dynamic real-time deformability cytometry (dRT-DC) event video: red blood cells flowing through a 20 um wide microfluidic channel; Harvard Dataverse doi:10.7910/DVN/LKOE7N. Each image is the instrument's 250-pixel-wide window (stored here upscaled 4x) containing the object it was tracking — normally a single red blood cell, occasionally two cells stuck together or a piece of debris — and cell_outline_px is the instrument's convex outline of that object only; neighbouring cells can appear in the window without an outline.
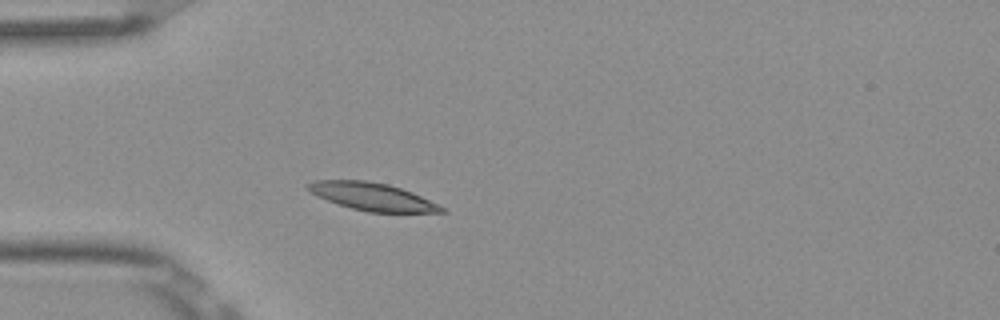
{"species": "Egyptian fruit bat (a non-hibernating species)", "species_latin": "Rousettus aegyptiacus", "temperature_condition": "room temperature", "stored_images_in_passage": 3, "camera_frame_rate_fps": 3000, "um_per_image_px": 0.085, "frame": {"image": 1, "passage_image": 3, "time_ms": 0.667, "image_size_px": [1000, 320], "cell_outline_px": [[444, 212], [368, 212], [352, 208], [328, 200], [304, 188], [304, 184], [316, 180], [368, 180], [388, 184], [412, 192], [444, 208]], "centroid_in_image_um": [31.59, 16.69], "position_along_channel_um": 53.4, "area_um2": 21.15}}